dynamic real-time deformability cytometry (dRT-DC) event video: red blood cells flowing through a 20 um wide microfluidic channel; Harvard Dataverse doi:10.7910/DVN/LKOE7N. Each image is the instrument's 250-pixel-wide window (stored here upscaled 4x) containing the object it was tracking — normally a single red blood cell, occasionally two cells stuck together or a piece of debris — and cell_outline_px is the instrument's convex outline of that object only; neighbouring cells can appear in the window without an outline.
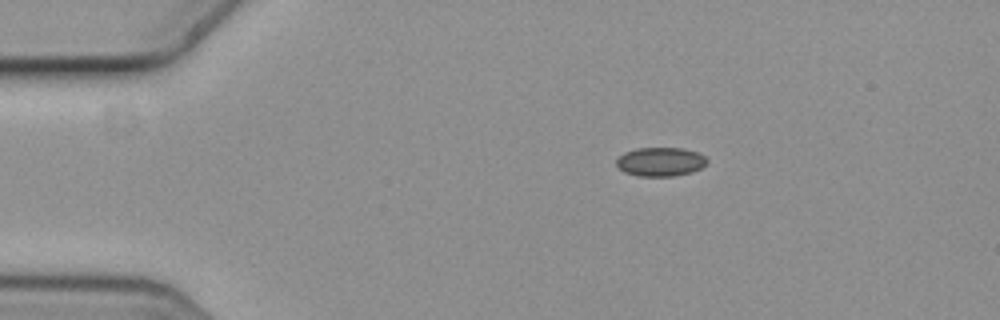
{"species": "common noctule bat (a hibernating species)", "species_latin": "Nyctalus noctula", "temperature_condition": "cold", "stored_images_in_passage": 2, "camera_frame_rate_fps": 3000, "um_per_image_px": 0.085, "animal": {"sex": "female", "body_mass_g": 19.3, "forearm_length_mm": 54.1}, "frame": {"image": 1, "passage_image": 1, "time_ms": 0.0, "image_size_px": [1000, 320], "cell_outline_px": [[708, 160], [700, 168], [692, 172], [672, 176], [640, 176], [624, 172], [616, 164], [616, 160], [624, 152], [636, 148], [684, 148], [696, 152], [704, 156]], "centroid_in_image_um": [56.12, 13.74], "position_along_channel_um": 28.9, "area_um2": 15.14}}